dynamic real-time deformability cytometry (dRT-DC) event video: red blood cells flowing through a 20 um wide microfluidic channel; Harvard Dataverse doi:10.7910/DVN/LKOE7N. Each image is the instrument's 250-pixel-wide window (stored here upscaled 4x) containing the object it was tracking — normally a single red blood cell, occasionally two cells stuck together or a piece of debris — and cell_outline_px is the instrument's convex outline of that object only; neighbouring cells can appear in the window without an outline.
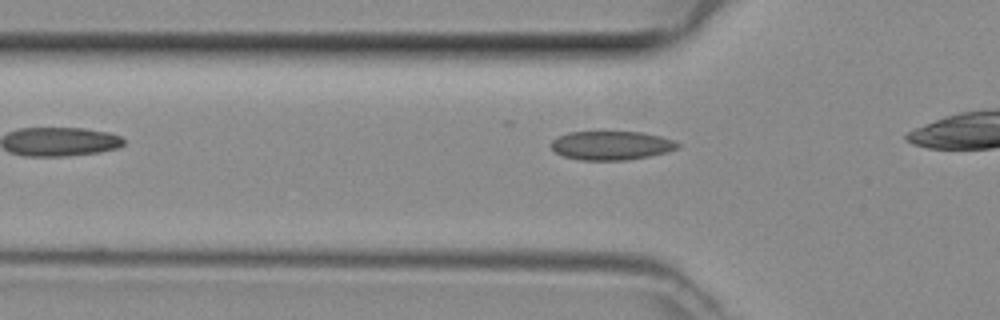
{"species": "common noctule bat (a hibernating species)", "species_latin": "Nyctalus noctula", "temperature_condition": "room temperature", "stored_images_in_passage": 7, "camera_frame_rate_fps": 3000, "um_per_image_px": 0.085, "animal": {"sex": "female", "body_mass_g": 29.2, "forearm_length_mm": 56.3}, "frame": {"image": 1, "passage_image": 2, "time_ms": 0.333, "image_size_px": [1000, 320], "cell_outline_px": [[680, 148], [668, 152], [648, 156], [624, 160], [580, 160], [564, 156], [556, 152], [552, 148], [552, 140], [556, 136], [568, 132], [640, 132], [660, 136], [672, 140], [680, 144]], "centroid_in_image_um": [51.96, 12.36], "position_along_channel_um": 73.8, "area_um2": 21.21}}
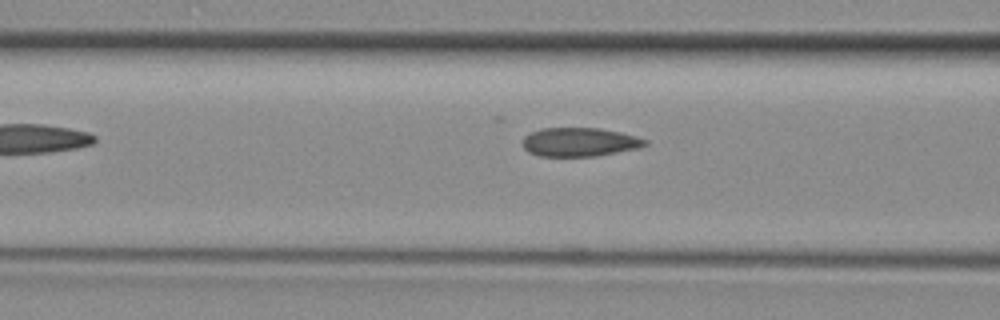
{"frame": {"image": 2, "passage_image": 5, "time_ms": 1.333, "image_size_px": [1000, 320], "cell_outline_px": [[648, 144], [640, 148], [596, 156], [540, 156], [528, 152], [524, 148], [524, 136], [540, 128], [600, 128], [620, 132], [636, 136], [648, 140]], "centroid_in_image_um": [49.3, 12.07], "position_along_channel_um": 117.3, "area_um2": 20.58}}